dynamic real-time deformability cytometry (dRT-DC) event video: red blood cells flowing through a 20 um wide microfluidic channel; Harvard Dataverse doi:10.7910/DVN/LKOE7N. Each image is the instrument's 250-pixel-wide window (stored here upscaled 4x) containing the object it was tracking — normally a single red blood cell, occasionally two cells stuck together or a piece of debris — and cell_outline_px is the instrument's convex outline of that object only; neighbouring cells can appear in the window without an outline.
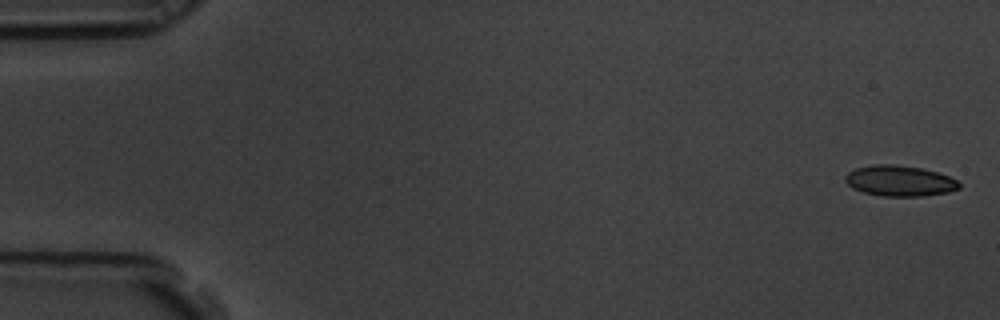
{"species": "common noctule bat (a hibernating species)", "species_latin": "Nyctalus noctula", "temperature_condition": "room temperature", "stored_images_in_passage": 8, "camera_frame_rate_fps": 3000, "um_per_image_px": 0.085, "animal": {"sex": "male", "body_mass_g": 19.5, "forearm_length_mm": 54.6}, "frame": {"image": 1, "passage_image": 1, "time_ms": 0.0, "image_size_px": [1000, 320], "cell_outline_px": [[960, 188], [948, 192], [924, 196], [880, 196], [864, 192], [852, 188], [844, 180], [844, 176], [848, 172], [856, 168], [872, 164], [892, 164], [920, 168], [936, 172], [948, 176], [956, 180], [960, 184]], "centroid_in_image_um": [76.44, 15.37], "position_along_channel_um": 8.6, "area_um2": 20.35}}
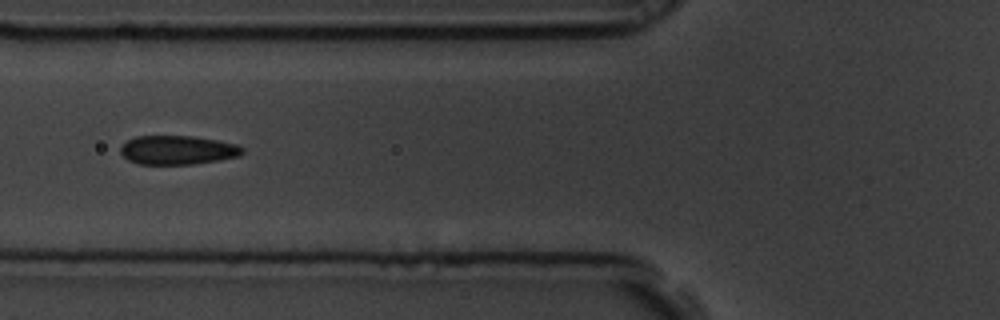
{"frame": {"image": 2, "passage_image": 7, "time_ms": 2.0, "image_size_px": [1000, 320], "cell_outline_px": [[244, 152], [240, 156], [192, 164], [140, 164], [128, 160], [120, 152], [120, 148], [128, 140], [136, 136], [192, 136], [216, 140], [236, 144], [244, 148]], "centroid_in_image_um": [15.1, 12.75], "position_along_channel_um": 110.7, "area_um2": 20.4}}
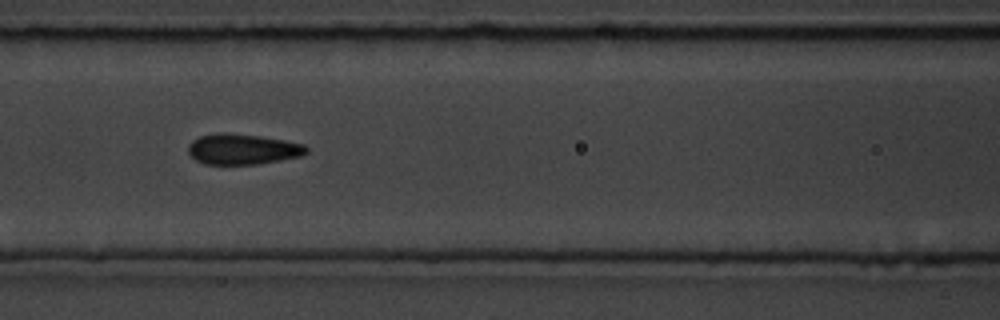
{"frame": {"image": 3, "passage_image": 8, "time_ms": 2.333, "image_size_px": [1000, 320], "cell_outline_px": [[308, 152], [300, 156], [280, 160], [256, 164], [204, 164], [196, 160], [188, 152], [188, 144], [192, 140], [200, 136], [216, 132], [224, 132], [260, 136], [284, 140], [304, 144], [308, 148]], "centroid_in_image_um": [20.6, 12.67], "position_along_channel_um": 146.0, "area_um2": 21.1}}